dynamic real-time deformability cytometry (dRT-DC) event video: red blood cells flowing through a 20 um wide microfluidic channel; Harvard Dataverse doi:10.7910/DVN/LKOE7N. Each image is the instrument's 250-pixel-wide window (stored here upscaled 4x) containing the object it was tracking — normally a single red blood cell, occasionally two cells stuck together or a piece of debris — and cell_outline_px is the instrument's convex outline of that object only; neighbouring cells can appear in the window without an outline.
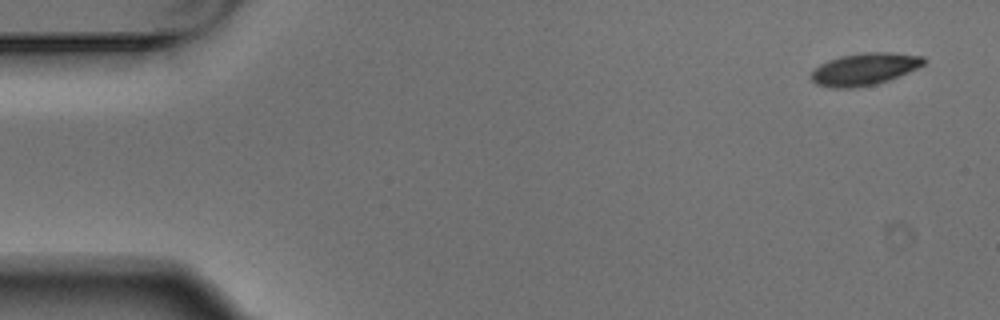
{"species": "Egyptian fruit bat (a non-hibernating species)", "species_latin": "Rousettus aegyptiacus", "temperature_condition": "warm", "stored_images_in_passage": 4, "camera_frame_rate_fps": 3000, "um_per_image_px": 0.085, "animal": {"sex": "male"}, "frame": {"image": 1, "passage_image": 1, "time_ms": 0.0, "image_size_px": [1000, 320], "cell_outline_px": [[928, 60], [924, 64], [908, 72], [888, 80], [876, 84], [856, 88], [832, 88], [816, 84], [812, 80], [812, 72], [820, 64], [828, 60], [840, 56], [860, 52], [892, 52], [924, 56]], "centroid_in_image_um": [73.5, 5.86], "position_along_channel_um": 11.5, "area_um2": 21.21}}
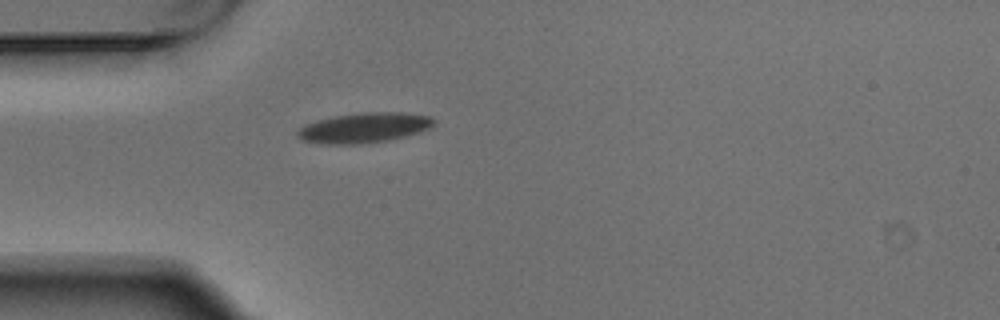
{"frame": {"image": 2, "passage_image": 4, "time_ms": 1.0, "image_size_px": [1000, 320], "cell_outline_px": [[436, 120], [428, 128], [404, 136], [388, 140], [352, 144], [320, 144], [304, 140], [296, 136], [296, 132], [304, 124], [316, 120], [332, 116], [364, 112], [404, 112], [428, 116]], "centroid_in_image_um": [30.88, 10.85], "position_along_channel_um": 54.1, "area_um2": 23.7}}